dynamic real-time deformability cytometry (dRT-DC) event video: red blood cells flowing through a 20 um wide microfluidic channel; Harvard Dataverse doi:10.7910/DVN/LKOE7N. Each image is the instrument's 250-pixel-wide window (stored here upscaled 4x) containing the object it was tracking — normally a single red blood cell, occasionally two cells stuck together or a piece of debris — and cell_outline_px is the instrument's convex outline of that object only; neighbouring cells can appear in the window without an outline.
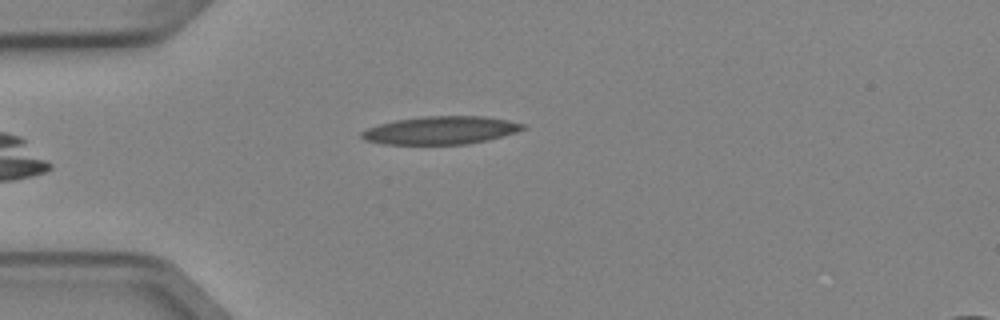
{"species": "Egyptian fruit bat (a non-hibernating species)", "species_latin": "Rousettus aegyptiacus", "temperature_condition": "cold", "stored_images_in_passage": 4, "camera_frame_rate_fps": 3000, "um_per_image_px": 0.085, "animal": {"sex": "female"}, "frame": {"image": 1, "passage_image": 4, "time_ms": 1.0, "image_size_px": [1000, 320], "cell_outline_px": [[528, 128], [516, 132], [488, 140], [468, 144], [384, 144], [364, 140], [360, 136], [360, 132], [368, 128], [380, 124], [396, 120], [424, 116], [484, 116], [508, 120], [528, 124]], "centroid_in_image_um": [37.51, 11.07], "position_along_channel_um": 47.5, "area_um2": 26.41}}